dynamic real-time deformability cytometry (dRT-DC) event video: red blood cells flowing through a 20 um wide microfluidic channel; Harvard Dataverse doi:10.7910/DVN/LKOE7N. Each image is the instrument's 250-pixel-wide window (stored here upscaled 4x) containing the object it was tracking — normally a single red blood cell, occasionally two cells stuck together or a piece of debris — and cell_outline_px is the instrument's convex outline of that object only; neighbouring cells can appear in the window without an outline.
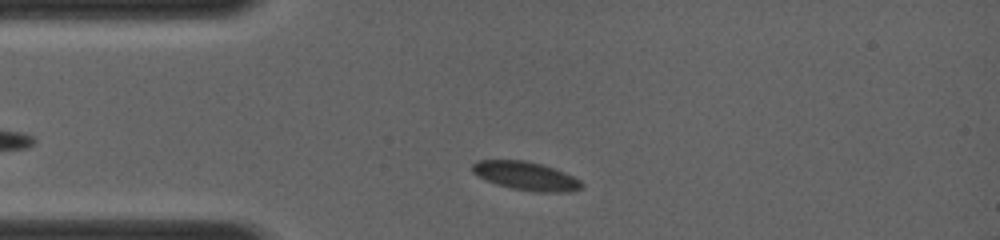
{"species": "common noctule bat (a hibernating species)", "species_latin": "Nyctalus noctula", "temperature_condition": "room temperature", "stored_images_in_passage": 3, "camera_frame_rate_fps": 4000, "um_per_image_px": 0.085, "animal": {"sex": "female", "body_mass_g": 19.0, "forearm_length_mm": 56.7}, "frame": {"image": 1, "passage_image": 1, "time_ms": 0.0, "image_size_px": [1000, 240], "cell_outline_px": [[584, 188], [572, 192], [532, 192], [512, 188], [496, 184], [472, 172], [472, 164], [476, 160], [524, 160], [556, 168], [580, 180], [584, 184]], "centroid_in_image_um": [44.76, 14.96], "position_along_channel_um": 40.2, "area_um2": 18.26}}
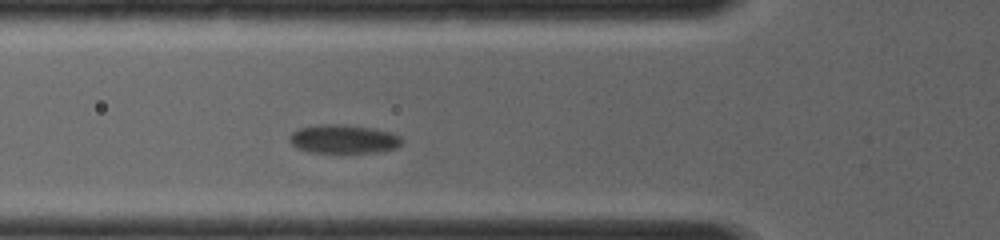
{"frame": {"image": 2, "passage_image": 3, "time_ms": 1.75, "image_size_px": [1000, 240], "cell_outline_px": [[404, 140], [396, 148], [376, 152], [308, 152], [296, 148], [288, 140], [288, 136], [292, 132], [300, 128], [316, 124], [344, 124], [392, 132], [400, 136]], "centroid_in_image_um": [29.16, 11.81], "position_along_channel_um": 96.6, "area_um2": 18.84}}